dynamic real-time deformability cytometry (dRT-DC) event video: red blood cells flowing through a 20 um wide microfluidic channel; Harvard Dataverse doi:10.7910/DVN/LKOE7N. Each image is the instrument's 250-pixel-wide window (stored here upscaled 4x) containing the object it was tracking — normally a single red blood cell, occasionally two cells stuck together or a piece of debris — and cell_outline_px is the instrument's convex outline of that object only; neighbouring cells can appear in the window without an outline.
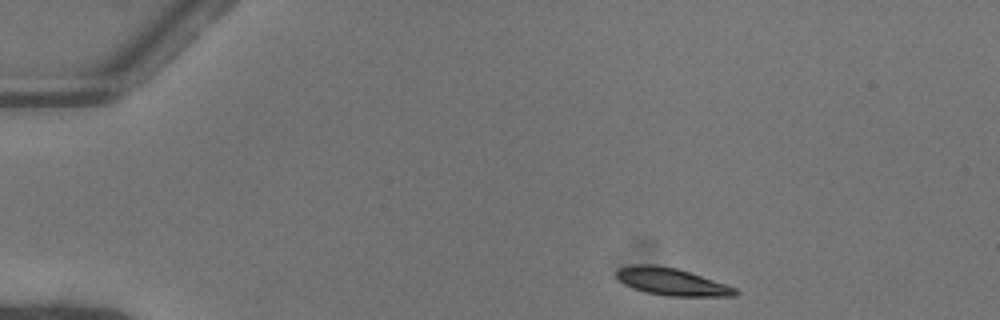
{"species": "common noctule bat (a hibernating species)", "species_latin": "Nyctalus noctula", "temperature_condition": "warm", "stored_images_in_passage": 44, "camera_frame_rate_fps": 3000, "um_per_image_px": 0.085, "animal": {"sex": "female"}, "frame": {"image": 1, "passage_image": 1, "time_ms": 0.0, "image_size_px": [1000, 320], "cell_outline_px": [[740, 292], [736, 296], [668, 296], [644, 292], [632, 288], [624, 284], [616, 276], [616, 272], [620, 268], [632, 264], [656, 264], [676, 268], [736, 288]], "centroid_in_image_um": [57.06, 23.95], "position_along_channel_um": 27.9, "area_um2": 18.79}}
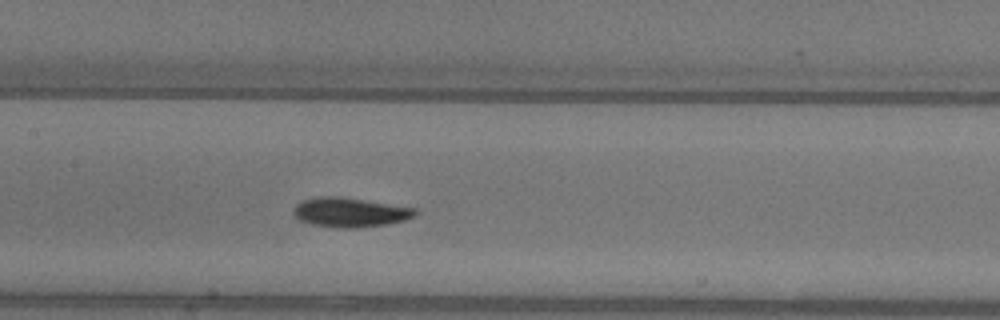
{"frame": {"image": 2, "passage_image": 18, "time_ms": 5.667, "image_size_px": [1000, 320], "cell_outline_px": [[416, 216], [404, 220], [388, 224], [352, 228], [336, 228], [312, 224], [300, 220], [292, 212], [292, 208], [300, 200], [316, 196], [340, 196], [416, 208]], "centroid_in_image_um": [29.71, 18.03], "position_along_channel_um": 177.7, "area_um2": 21.04}}
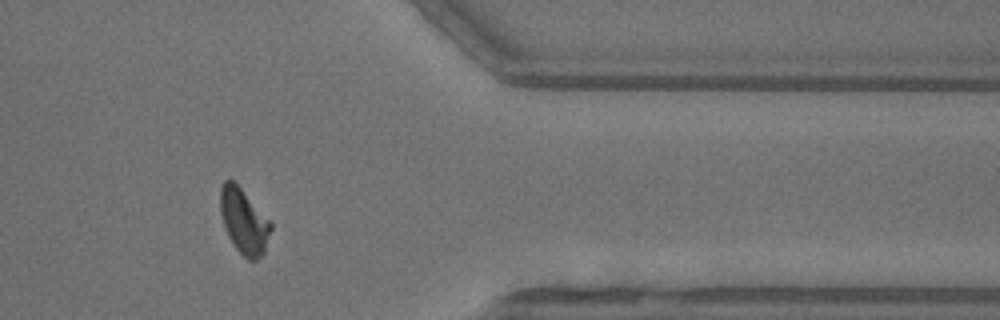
{"frame": {"image": 3, "passage_image": 35, "time_ms": 11.333, "image_size_px": [1000, 320], "cell_outline_px": [[272, 228], [264, 252], [256, 260], [248, 260], [232, 244], [228, 236], [220, 212], [220, 188], [224, 180], [232, 180], [272, 220]], "centroid_in_image_um": [20.75, 18.8], "position_along_channel_um": 390.7, "area_um2": 19.19}, "authors_computed_cell_mechanics": {"area_um2": 19.4786, "velocity_mm_per_s": 4.054, "shape_relaxation_time_tau1_ms": 4.2182, "shape_relaxation_time_tau2_ms": 2.8091, "deformation_change_tau1": 0.1868, "deformation_change_tau2": 0.0801}}